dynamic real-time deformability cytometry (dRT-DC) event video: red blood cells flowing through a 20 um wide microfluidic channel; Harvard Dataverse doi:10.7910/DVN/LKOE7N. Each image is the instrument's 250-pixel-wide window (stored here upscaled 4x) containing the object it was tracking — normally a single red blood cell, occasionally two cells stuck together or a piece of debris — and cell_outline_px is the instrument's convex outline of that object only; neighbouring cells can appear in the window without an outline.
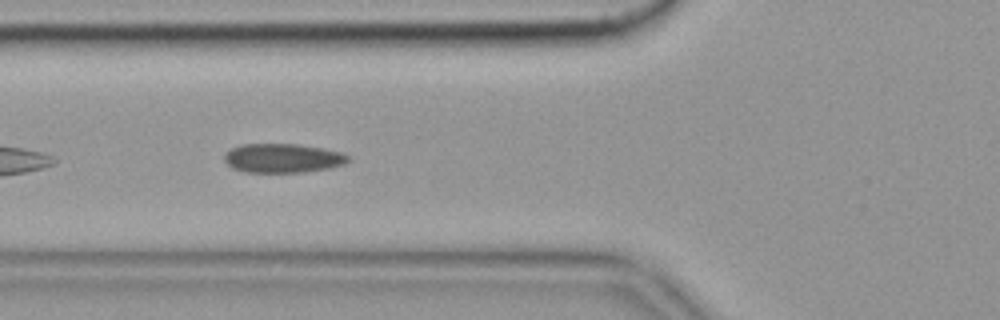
{"species": "common noctule bat (a hibernating species)", "species_latin": "Nyctalus noctula", "temperature_condition": "cold", "stored_images_in_passage": 39, "camera_frame_rate_fps": 3000, "um_per_image_px": 0.085, "animal": {"sex": "female", "body_mass_g": 19.9}, "frame": {"image": 1, "passage_image": 6, "time_ms": 1.667, "image_size_px": [1000, 320], "cell_outline_px": [[352, 160], [344, 164], [328, 168], [304, 172], [244, 172], [232, 168], [224, 160], [224, 152], [240, 144], [296, 144], [320, 148], [340, 152], [348, 156]], "centroid_in_image_um": [24.0, 13.44], "position_along_channel_um": 101.8, "area_um2": 20.98}, "authors_computed_cell_mechanics": {"area_um2": 21.3282, "velocity_mm_per_s": 3.5024, "shape_relaxation_time_tau1_ms": null, "shape_relaxation_time_tau2_ms": 2.6732, "deformation_change_tau1": null, "deformation_change_tau2": 0.0743}}